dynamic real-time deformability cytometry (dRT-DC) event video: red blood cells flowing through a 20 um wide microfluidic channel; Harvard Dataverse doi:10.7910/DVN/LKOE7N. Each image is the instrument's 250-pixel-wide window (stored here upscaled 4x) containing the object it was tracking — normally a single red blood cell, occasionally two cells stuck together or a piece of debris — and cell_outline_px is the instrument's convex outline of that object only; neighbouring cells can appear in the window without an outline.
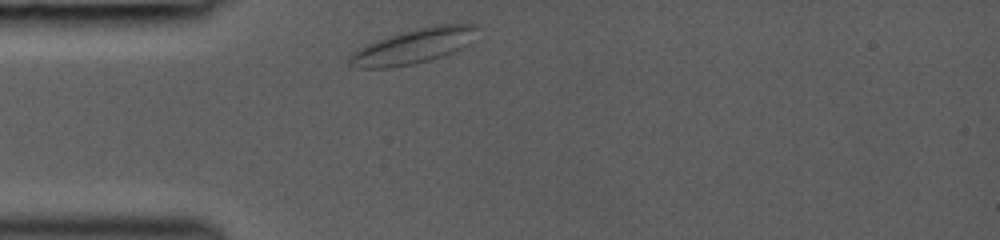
{"species": "common noctule bat (a hibernating species)", "species_latin": "Nyctalus noctula", "temperature_condition": "room temperature", "stored_images_in_passage": 40, "camera_frame_rate_fps": 3000, "um_per_image_px": 0.085, "animal": {"sex": "female", "body_mass_g": 19.0, "forearm_length_mm": 53.3}, "frame": {"image": 1, "passage_image": 1, "time_ms": 0.0, "image_size_px": [1000, 240], "cell_outline_px": [[476, 28], [468, 44], [452, 52], [432, 60], [392, 68], [356, 68], [348, 64], [348, 56], [360, 48], [368, 44], [388, 36], [416, 28], [436, 24], [476, 24]], "centroid_in_image_um": [35.09, 3.94], "position_along_channel_um": 49.9, "area_um2": 25.61}}
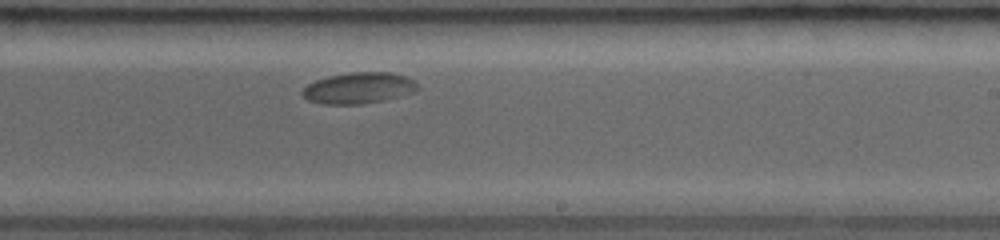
{"frame": {"image": 2, "passage_image": 23, "time_ms": 5.667, "image_size_px": [1000, 240], "cell_outline_px": [[420, 88], [416, 92], [384, 100], [364, 104], [320, 104], [308, 100], [300, 92], [308, 84], [316, 80], [328, 76], [352, 72], [388, 72], [404, 76], [416, 80], [420, 84]], "centroid_in_image_um": [30.53, 7.48], "position_along_channel_um": 258.5, "area_um2": 21.15}}
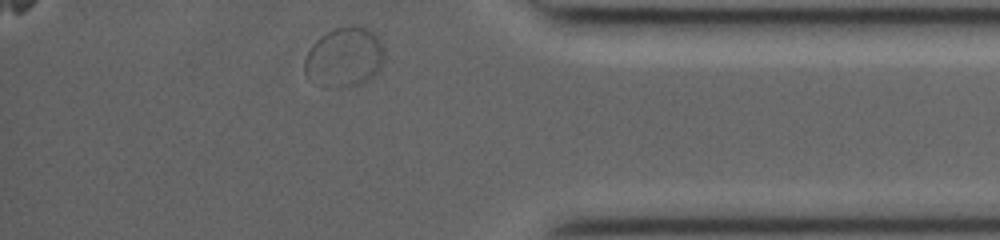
{"frame": {"image": 3, "passage_image": 40, "time_ms": 9.667, "image_size_px": [1000, 240], "cell_outline_px": [[384, 64], [368, 80], [360, 84], [336, 88], [332, 88], [308, 76], [304, 72], [304, 60], [312, 44], [320, 36], [332, 28], [364, 28], [380, 36], [384, 48]], "centroid_in_image_um": [29.3, 4.86], "position_along_channel_um": 405.9, "area_um2": 27.4}}